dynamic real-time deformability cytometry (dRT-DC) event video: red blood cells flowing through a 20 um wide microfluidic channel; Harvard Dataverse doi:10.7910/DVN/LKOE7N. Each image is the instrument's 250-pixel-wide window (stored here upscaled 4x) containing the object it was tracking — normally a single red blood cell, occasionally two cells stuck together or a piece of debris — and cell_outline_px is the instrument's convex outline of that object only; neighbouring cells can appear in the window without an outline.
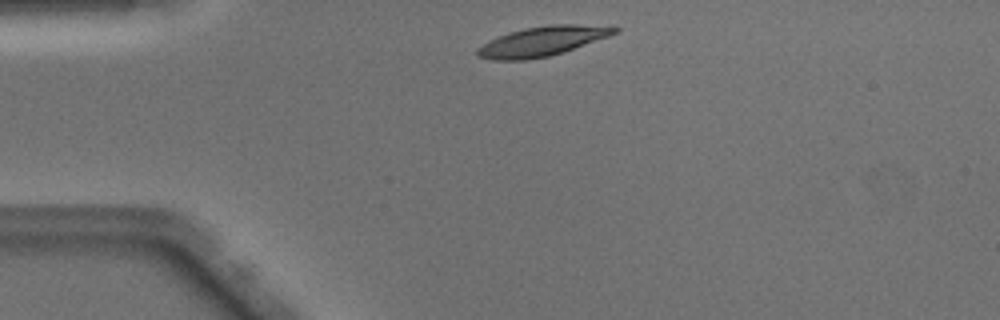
{"species": "Egyptian fruit bat (a non-hibernating species)", "species_latin": "Rousettus aegyptiacus", "temperature_condition": "warm", "stored_images_in_passage": 40, "camera_frame_rate_fps": 3000, "um_per_image_px": 0.085, "animal": {"sex": "male"}, "frame": {"image": 1, "passage_image": 2, "time_ms": 0.333, "image_size_px": [1000, 320], "cell_outline_px": [[620, 32], [564, 52], [548, 56], [528, 60], [492, 60], [480, 56], [476, 52], [476, 48], [500, 36], [524, 28], [552, 24], [572, 24], [620, 28]], "centroid_in_image_um": [46.11, 3.51], "position_along_channel_um": 38.9, "area_um2": 23.24}}
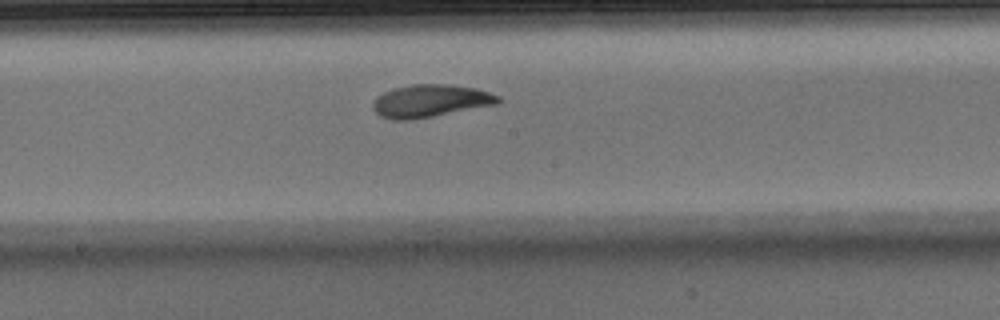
{"frame": {"image": 2, "passage_image": 17, "time_ms": 5.333, "image_size_px": [1000, 320], "cell_outline_px": [[500, 100], [496, 104], [412, 120], [392, 120], [380, 116], [372, 108], [372, 104], [384, 92], [396, 88], [412, 84], [444, 84], [476, 88], [500, 96]], "centroid_in_image_um": [36.57, 8.58], "position_along_channel_um": 211.6, "area_um2": 23.47}}
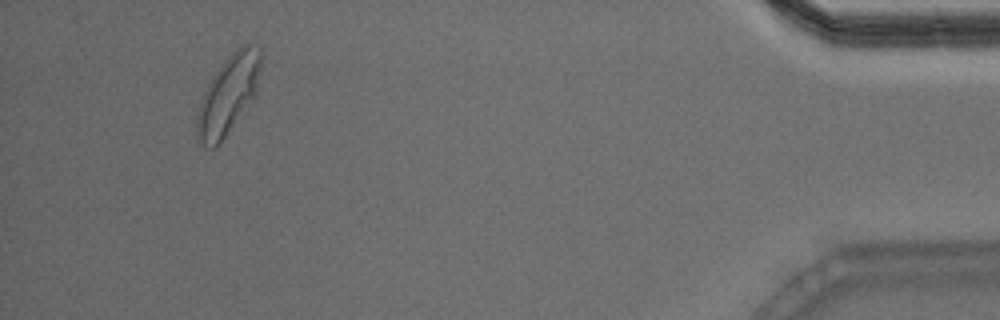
{"frame": {"image": 3, "passage_image": 37, "time_ms": 12.0, "image_size_px": [1000, 320], "cell_outline_px": [[260, 68], [256, 92], [216, 148], [212, 148], [196, 140], [196, 112], [200, 100], [212, 76], [228, 56], [240, 44], [248, 44], [260, 48]], "centroid_in_image_um": [19.35, 8.04], "position_along_channel_um": 415.8, "area_um2": 28.73}, "authors_computed_cell_mechanics": {"area_um2": 23.5824, "velocity_mm_per_s": 4.0707, "shape_relaxation_time_tau1_ms": 3.2672, "shape_relaxation_time_tau2_ms": 1.9552, "deformation_change_tau1": 0.1567, "deformation_change_tau2": 0.069}}